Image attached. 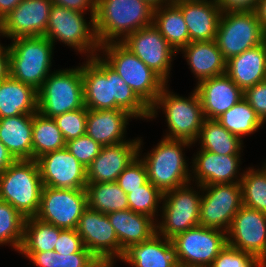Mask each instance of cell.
<instances>
[{
  "instance_id": "6da1fadb",
  "label": "cell",
  "mask_w": 266,
  "mask_h": 267,
  "mask_svg": "<svg viewBox=\"0 0 266 267\" xmlns=\"http://www.w3.org/2000/svg\"><path fill=\"white\" fill-rule=\"evenodd\" d=\"M84 106L91 110L121 109L149 121L150 108L99 55L82 62Z\"/></svg>"
},
{
  "instance_id": "7a4b0ae2",
  "label": "cell",
  "mask_w": 266,
  "mask_h": 267,
  "mask_svg": "<svg viewBox=\"0 0 266 267\" xmlns=\"http://www.w3.org/2000/svg\"><path fill=\"white\" fill-rule=\"evenodd\" d=\"M154 8L144 0H97L95 32L99 45L122 42L153 24Z\"/></svg>"
},
{
  "instance_id": "3957f363",
  "label": "cell",
  "mask_w": 266,
  "mask_h": 267,
  "mask_svg": "<svg viewBox=\"0 0 266 267\" xmlns=\"http://www.w3.org/2000/svg\"><path fill=\"white\" fill-rule=\"evenodd\" d=\"M143 145V139L139 137L138 156L145 164L148 181L162 193L191 183V162L189 158L186 160L184 151L194 144L162 137L153 150L142 155Z\"/></svg>"
},
{
  "instance_id": "277c9868",
  "label": "cell",
  "mask_w": 266,
  "mask_h": 267,
  "mask_svg": "<svg viewBox=\"0 0 266 267\" xmlns=\"http://www.w3.org/2000/svg\"><path fill=\"white\" fill-rule=\"evenodd\" d=\"M192 90L187 98L175 94L167 84L150 107L151 121L157 118L158 112L165 114L168 130L166 129L164 138L186 140L192 144L196 142L205 118L200 97L195 89Z\"/></svg>"
},
{
  "instance_id": "5b68a950",
  "label": "cell",
  "mask_w": 266,
  "mask_h": 267,
  "mask_svg": "<svg viewBox=\"0 0 266 267\" xmlns=\"http://www.w3.org/2000/svg\"><path fill=\"white\" fill-rule=\"evenodd\" d=\"M98 55L124 79L149 108L167 85L157 73L121 42L100 45Z\"/></svg>"
},
{
  "instance_id": "8992f818",
  "label": "cell",
  "mask_w": 266,
  "mask_h": 267,
  "mask_svg": "<svg viewBox=\"0 0 266 267\" xmlns=\"http://www.w3.org/2000/svg\"><path fill=\"white\" fill-rule=\"evenodd\" d=\"M55 46L46 36L18 37L11 40L10 76L39 90L53 72Z\"/></svg>"
},
{
  "instance_id": "52a82bcc",
  "label": "cell",
  "mask_w": 266,
  "mask_h": 267,
  "mask_svg": "<svg viewBox=\"0 0 266 267\" xmlns=\"http://www.w3.org/2000/svg\"><path fill=\"white\" fill-rule=\"evenodd\" d=\"M44 185L36 160H15L0 174V200L25 218L35 217Z\"/></svg>"
},
{
  "instance_id": "ba28073f",
  "label": "cell",
  "mask_w": 266,
  "mask_h": 267,
  "mask_svg": "<svg viewBox=\"0 0 266 267\" xmlns=\"http://www.w3.org/2000/svg\"><path fill=\"white\" fill-rule=\"evenodd\" d=\"M53 4L45 36L56 45L57 41L74 49L83 59L98 55L100 45L95 32L94 17Z\"/></svg>"
},
{
  "instance_id": "9c48e42d",
  "label": "cell",
  "mask_w": 266,
  "mask_h": 267,
  "mask_svg": "<svg viewBox=\"0 0 266 267\" xmlns=\"http://www.w3.org/2000/svg\"><path fill=\"white\" fill-rule=\"evenodd\" d=\"M80 65V66H79ZM53 72L37 91V111L43 116L57 115L84 107L82 64Z\"/></svg>"
},
{
  "instance_id": "30bf717a",
  "label": "cell",
  "mask_w": 266,
  "mask_h": 267,
  "mask_svg": "<svg viewBox=\"0 0 266 267\" xmlns=\"http://www.w3.org/2000/svg\"><path fill=\"white\" fill-rule=\"evenodd\" d=\"M194 187H193V186ZM200 185L188 183L163 193L156 233L167 239L199 225Z\"/></svg>"
},
{
  "instance_id": "8fae6325",
  "label": "cell",
  "mask_w": 266,
  "mask_h": 267,
  "mask_svg": "<svg viewBox=\"0 0 266 267\" xmlns=\"http://www.w3.org/2000/svg\"><path fill=\"white\" fill-rule=\"evenodd\" d=\"M264 38L265 30L254 10L221 13L215 41L226 61L262 44Z\"/></svg>"
},
{
  "instance_id": "7c38bea8",
  "label": "cell",
  "mask_w": 266,
  "mask_h": 267,
  "mask_svg": "<svg viewBox=\"0 0 266 267\" xmlns=\"http://www.w3.org/2000/svg\"><path fill=\"white\" fill-rule=\"evenodd\" d=\"M178 266L210 267L227 245V233L205 226H196L171 239Z\"/></svg>"
},
{
  "instance_id": "4fadbf2b",
  "label": "cell",
  "mask_w": 266,
  "mask_h": 267,
  "mask_svg": "<svg viewBox=\"0 0 266 267\" xmlns=\"http://www.w3.org/2000/svg\"><path fill=\"white\" fill-rule=\"evenodd\" d=\"M199 225L228 232L242 207L240 183L201 186Z\"/></svg>"
},
{
  "instance_id": "5bb4252c",
  "label": "cell",
  "mask_w": 266,
  "mask_h": 267,
  "mask_svg": "<svg viewBox=\"0 0 266 267\" xmlns=\"http://www.w3.org/2000/svg\"><path fill=\"white\" fill-rule=\"evenodd\" d=\"M88 207L85 189H59L44 186L35 217L60 229H76Z\"/></svg>"
},
{
  "instance_id": "9a60e30c",
  "label": "cell",
  "mask_w": 266,
  "mask_h": 267,
  "mask_svg": "<svg viewBox=\"0 0 266 267\" xmlns=\"http://www.w3.org/2000/svg\"><path fill=\"white\" fill-rule=\"evenodd\" d=\"M121 43L167 84L169 83L172 62L177 56V52L154 24L129 34Z\"/></svg>"
},
{
  "instance_id": "2e32d148",
  "label": "cell",
  "mask_w": 266,
  "mask_h": 267,
  "mask_svg": "<svg viewBox=\"0 0 266 267\" xmlns=\"http://www.w3.org/2000/svg\"><path fill=\"white\" fill-rule=\"evenodd\" d=\"M76 231L84 247L99 261L116 265L121 258V246L106 214L87 207L79 218Z\"/></svg>"
},
{
  "instance_id": "e0dca14e",
  "label": "cell",
  "mask_w": 266,
  "mask_h": 267,
  "mask_svg": "<svg viewBox=\"0 0 266 267\" xmlns=\"http://www.w3.org/2000/svg\"><path fill=\"white\" fill-rule=\"evenodd\" d=\"M227 245L256 256L266 265V213L242 205L227 232Z\"/></svg>"
},
{
  "instance_id": "ac0fdd59",
  "label": "cell",
  "mask_w": 266,
  "mask_h": 267,
  "mask_svg": "<svg viewBox=\"0 0 266 267\" xmlns=\"http://www.w3.org/2000/svg\"><path fill=\"white\" fill-rule=\"evenodd\" d=\"M36 161L44 186L85 189L87 169L66 148L49 152Z\"/></svg>"
},
{
  "instance_id": "d6986e66",
  "label": "cell",
  "mask_w": 266,
  "mask_h": 267,
  "mask_svg": "<svg viewBox=\"0 0 266 267\" xmlns=\"http://www.w3.org/2000/svg\"><path fill=\"white\" fill-rule=\"evenodd\" d=\"M196 151L190 159L192 183L200 186L240 183L243 155H218L198 148Z\"/></svg>"
},
{
  "instance_id": "ffe728a7",
  "label": "cell",
  "mask_w": 266,
  "mask_h": 267,
  "mask_svg": "<svg viewBox=\"0 0 266 267\" xmlns=\"http://www.w3.org/2000/svg\"><path fill=\"white\" fill-rule=\"evenodd\" d=\"M52 5L51 0H22L2 20L4 38L45 36Z\"/></svg>"
},
{
  "instance_id": "44dd1931",
  "label": "cell",
  "mask_w": 266,
  "mask_h": 267,
  "mask_svg": "<svg viewBox=\"0 0 266 267\" xmlns=\"http://www.w3.org/2000/svg\"><path fill=\"white\" fill-rule=\"evenodd\" d=\"M138 153L139 141L102 146L98 156L87 167V183L116 182Z\"/></svg>"
},
{
  "instance_id": "7402d4cb",
  "label": "cell",
  "mask_w": 266,
  "mask_h": 267,
  "mask_svg": "<svg viewBox=\"0 0 266 267\" xmlns=\"http://www.w3.org/2000/svg\"><path fill=\"white\" fill-rule=\"evenodd\" d=\"M194 89L200 97L206 119H217L244 98V92L226 73L205 79L196 84Z\"/></svg>"
},
{
  "instance_id": "603a6c76",
  "label": "cell",
  "mask_w": 266,
  "mask_h": 267,
  "mask_svg": "<svg viewBox=\"0 0 266 267\" xmlns=\"http://www.w3.org/2000/svg\"><path fill=\"white\" fill-rule=\"evenodd\" d=\"M181 9L190 42L215 40L221 8L216 0H175Z\"/></svg>"
},
{
  "instance_id": "cb8c5ba5",
  "label": "cell",
  "mask_w": 266,
  "mask_h": 267,
  "mask_svg": "<svg viewBox=\"0 0 266 267\" xmlns=\"http://www.w3.org/2000/svg\"><path fill=\"white\" fill-rule=\"evenodd\" d=\"M132 115L121 109H87L86 135L101 146L114 145L125 141H139V137L126 138ZM127 139V140H126Z\"/></svg>"
},
{
  "instance_id": "d4e9b609",
  "label": "cell",
  "mask_w": 266,
  "mask_h": 267,
  "mask_svg": "<svg viewBox=\"0 0 266 267\" xmlns=\"http://www.w3.org/2000/svg\"><path fill=\"white\" fill-rule=\"evenodd\" d=\"M119 260L131 267H178L172 240L158 233L149 240L129 246Z\"/></svg>"
},
{
  "instance_id": "484cf974",
  "label": "cell",
  "mask_w": 266,
  "mask_h": 267,
  "mask_svg": "<svg viewBox=\"0 0 266 267\" xmlns=\"http://www.w3.org/2000/svg\"><path fill=\"white\" fill-rule=\"evenodd\" d=\"M231 80L244 92L266 80L265 41L226 61V72Z\"/></svg>"
},
{
  "instance_id": "4316f807",
  "label": "cell",
  "mask_w": 266,
  "mask_h": 267,
  "mask_svg": "<svg viewBox=\"0 0 266 267\" xmlns=\"http://www.w3.org/2000/svg\"><path fill=\"white\" fill-rule=\"evenodd\" d=\"M179 52L186 59L188 68L199 82L225 74L226 60L215 40L190 42Z\"/></svg>"
},
{
  "instance_id": "83f0119b",
  "label": "cell",
  "mask_w": 266,
  "mask_h": 267,
  "mask_svg": "<svg viewBox=\"0 0 266 267\" xmlns=\"http://www.w3.org/2000/svg\"><path fill=\"white\" fill-rule=\"evenodd\" d=\"M106 215L121 246V257L129 246L149 240L156 234V221L145 214L127 209Z\"/></svg>"
},
{
  "instance_id": "f1b7e54d",
  "label": "cell",
  "mask_w": 266,
  "mask_h": 267,
  "mask_svg": "<svg viewBox=\"0 0 266 267\" xmlns=\"http://www.w3.org/2000/svg\"><path fill=\"white\" fill-rule=\"evenodd\" d=\"M33 114L0 118V142L15 160H32Z\"/></svg>"
},
{
  "instance_id": "f546056e",
  "label": "cell",
  "mask_w": 266,
  "mask_h": 267,
  "mask_svg": "<svg viewBox=\"0 0 266 267\" xmlns=\"http://www.w3.org/2000/svg\"><path fill=\"white\" fill-rule=\"evenodd\" d=\"M37 112V90L9 76L0 82V118Z\"/></svg>"
},
{
  "instance_id": "4dcf8cb0",
  "label": "cell",
  "mask_w": 266,
  "mask_h": 267,
  "mask_svg": "<svg viewBox=\"0 0 266 267\" xmlns=\"http://www.w3.org/2000/svg\"><path fill=\"white\" fill-rule=\"evenodd\" d=\"M199 141V142H198ZM244 140L230 133L217 119H204L198 138V149L218 155H242Z\"/></svg>"
},
{
  "instance_id": "1f68e13d",
  "label": "cell",
  "mask_w": 266,
  "mask_h": 267,
  "mask_svg": "<svg viewBox=\"0 0 266 267\" xmlns=\"http://www.w3.org/2000/svg\"><path fill=\"white\" fill-rule=\"evenodd\" d=\"M153 24L178 54L190 43L181 9L174 2L154 9Z\"/></svg>"
},
{
  "instance_id": "d6a6232c",
  "label": "cell",
  "mask_w": 266,
  "mask_h": 267,
  "mask_svg": "<svg viewBox=\"0 0 266 267\" xmlns=\"http://www.w3.org/2000/svg\"><path fill=\"white\" fill-rule=\"evenodd\" d=\"M85 190L90 209L104 214L129 209L127 194L116 182L87 183Z\"/></svg>"
},
{
  "instance_id": "836d02e7",
  "label": "cell",
  "mask_w": 266,
  "mask_h": 267,
  "mask_svg": "<svg viewBox=\"0 0 266 267\" xmlns=\"http://www.w3.org/2000/svg\"><path fill=\"white\" fill-rule=\"evenodd\" d=\"M217 121L230 133L240 137L242 140L246 136L258 132L261 127H264L263 121L245 98H242L238 103L221 114Z\"/></svg>"
},
{
  "instance_id": "e575fe53",
  "label": "cell",
  "mask_w": 266,
  "mask_h": 267,
  "mask_svg": "<svg viewBox=\"0 0 266 267\" xmlns=\"http://www.w3.org/2000/svg\"><path fill=\"white\" fill-rule=\"evenodd\" d=\"M66 141L53 118L38 111L33 114L32 147L33 160L56 150L65 148Z\"/></svg>"
},
{
  "instance_id": "d590c367",
  "label": "cell",
  "mask_w": 266,
  "mask_h": 267,
  "mask_svg": "<svg viewBox=\"0 0 266 267\" xmlns=\"http://www.w3.org/2000/svg\"><path fill=\"white\" fill-rule=\"evenodd\" d=\"M62 230L36 217L26 218L23 242L19 252L54 251L55 243Z\"/></svg>"
},
{
  "instance_id": "8d00e7d4",
  "label": "cell",
  "mask_w": 266,
  "mask_h": 267,
  "mask_svg": "<svg viewBox=\"0 0 266 267\" xmlns=\"http://www.w3.org/2000/svg\"><path fill=\"white\" fill-rule=\"evenodd\" d=\"M36 267H95L100 261L85 247L73 254L55 251L18 252Z\"/></svg>"
},
{
  "instance_id": "74e56055",
  "label": "cell",
  "mask_w": 266,
  "mask_h": 267,
  "mask_svg": "<svg viewBox=\"0 0 266 267\" xmlns=\"http://www.w3.org/2000/svg\"><path fill=\"white\" fill-rule=\"evenodd\" d=\"M242 204L266 213V167H246L240 181Z\"/></svg>"
},
{
  "instance_id": "f35d334b",
  "label": "cell",
  "mask_w": 266,
  "mask_h": 267,
  "mask_svg": "<svg viewBox=\"0 0 266 267\" xmlns=\"http://www.w3.org/2000/svg\"><path fill=\"white\" fill-rule=\"evenodd\" d=\"M26 218L8 202L0 200V246L18 251L24 237Z\"/></svg>"
},
{
  "instance_id": "ab89813d",
  "label": "cell",
  "mask_w": 266,
  "mask_h": 267,
  "mask_svg": "<svg viewBox=\"0 0 266 267\" xmlns=\"http://www.w3.org/2000/svg\"><path fill=\"white\" fill-rule=\"evenodd\" d=\"M162 198L163 193L150 181L127 194L130 210L136 213L145 214L153 218L155 221H157L159 216L158 213L161 210Z\"/></svg>"
},
{
  "instance_id": "60d3db41",
  "label": "cell",
  "mask_w": 266,
  "mask_h": 267,
  "mask_svg": "<svg viewBox=\"0 0 266 267\" xmlns=\"http://www.w3.org/2000/svg\"><path fill=\"white\" fill-rule=\"evenodd\" d=\"M66 142L86 134L87 108L76 109L53 118Z\"/></svg>"
},
{
  "instance_id": "b9f144b4",
  "label": "cell",
  "mask_w": 266,
  "mask_h": 267,
  "mask_svg": "<svg viewBox=\"0 0 266 267\" xmlns=\"http://www.w3.org/2000/svg\"><path fill=\"white\" fill-rule=\"evenodd\" d=\"M210 267H266L256 256L226 245Z\"/></svg>"
},
{
  "instance_id": "7bdbcfd3",
  "label": "cell",
  "mask_w": 266,
  "mask_h": 267,
  "mask_svg": "<svg viewBox=\"0 0 266 267\" xmlns=\"http://www.w3.org/2000/svg\"><path fill=\"white\" fill-rule=\"evenodd\" d=\"M148 182L147 170L142 159L137 156L118 176L116 183L126 193H131Z\"/></svg>"
},
{
  "instance_id": "ee69618b",
  "label": "cell",
  "mask_w": 266,
  "mask_h": 267,
  "mask_svg": "<svg viewBox=\"0 0 266 267\" xmlns=\"http://www.w3.org/2000/svg\"><path fill=\"white\" fill-rule=\"evenodd\" d=\"M65 148L87 169L102 146L86 134L66 142Z\"/></svg>"
},
{
  "instance_id": "f6af8a7d",
  "label": "cell",
  "mask_w": 266,
  "mask_h": 267,
  "mask_svg": "<svg viewBox=\"0 0 266 267\" xmlns=\"http://www.w3.org/2000/svg\"><path fill=\"white\" fill-rule=\"evenodd\" d=\"M245 100L255 110L259 118L266 123V80L244 91Z\"/></svg>"
},
{
  "instance_id": "bcb514c9",
  "label": "cell",
  "mask_w": 266,
  "mask_h": 267,
  "mask_svg": "<svg viewBox=\"0 0 266 267\" xmlns=\"http://www.w3.org/2000/svg\"><path fill=\"white\" fill-rule=\"evenodd\" d=\"M84 248L82 238L76 229L62 230L55 243L54 251L60 254H73Z\"/></svg>"
},
{
  "instance_id": "7dc6e473",
  "label": "cell",
  "mask_w": 266,
  "mask_h": 267,
  "mask_svg": "<svg viewBox=\"0 0 266 267\" xmlns=\"http://www.w3.org/2000/svg\"><path fill=\"white\" fill-rule=\"evenodd\" d=\"M55 5L65 7L67 9L76 10L82 13H90L89 16L95 18L97 0H51Z\"/></svg>"
},
{
  "instance_id": "c3c4849f",
  "label": "cell",
  "mask_w": 266,
  "mask_h": 267,
  "mask_svg": "<svg viewBox=\"0 0 266 267\" xmlns=\"http://www.w3.org/2000/svg\"><path fill=\"white\" fill-rule=\"evenodd\" d=\"M222 12L255 10L258 0H216Z\"/></svg>"
},
{
  "instance_id": "681fc988",
  "label": "cell",
  "mask_w": 266,
  "mask_h": 267,
  "mask_svg": "<svg viewBox=\"0 0 266 267\" xmlns=\"http://www.w3.org/2000/svg\"><path fill=\"white\" fill-rule=\"evenodd\" d=\"M0 45V82L10 76L9 45Z\"/></svg>"
},
{
  "instance_id": "f907efd6",
  "label": "cell",
  "mask_w": 266,
  "mask_h": 267,
  "mask_svg": "<svg viewBox=\"0 0 266 267\" xmlns=\"http://www.w3.org/2000/svg\"><path fill=\"white\" fill-rule=\"evenodd\" d=\"M15 159L9 153L7 148L0 142V174L10 166Z\"/></svg>"
},
{
  "instance_id": "816d5d0a",
  "label": "cell",
  "mask_w": 266,
  "mask_h": 267,
  "mask_svg": "<svg viewBox=\"0 0 266 267\" xmlns=\"http://www.w3.org/2000/svg\"><path fill=\"white\" fill-rule=\"evenodd\" d=\"M22 0H0V19H4Z\"/></svg>"
},
{
  "instance_id": "f5cc1de1",
  "label": "cell",
  "mask_w": 266,
  "mask_h": 267,
  "mask_svg": "<svg viewBox=\"0 0 266 267\" xmlns=\"http://www.w3.org/2000/svg\"><path fill=\"white\" fill-rule=\"evenodd\" d=\"M255 13L264 30H266V0H258Z\"/></svg>"
},
{
  "instance_id": "db71d44e",
  "label": "cell",
  "mask_w": 266,
  "mask_h": 267,
  "mask_svg": "<svg viewBox=\"0 0 266 267\" xmlns=\"http://www.w3.org/2000/svg\"><path fill=\"white\" fill-rule=\"evenodd\" d=\"M144 1H146L154 9L174 2V0H144Z\"/></svg>"
},
{
  "instance_id": "11a10c76",
  "label": "cell",
  "mask_w": 266,
  "mask_h": 267,
  "mask_svg": "<svg viewBox=\"0 0 266 267\" xmlns=\"http://www.w3.org/2000/svg\"><path fill=\"white\" fill-rule=\"evenodd\" d=\"M113 263L100 261L95 267H111Z\"/></svg>"
},
{
  "instance_id": "9f6ffc18",
  "label": "cell",
  "mask_w": 266,
  "mask_h": 267,
  "mask_svg": "<svg viewBox=\"0 0 266 267\" xmlns=\"http://www.w3.org/2000/svg\"><path fill=\"white\" fill-rule=\"evenodd\" d=\"M0 37H4L3 36V26H2V19H0ZM2 43L0 42V45H1Z\"/></svg>"
},
{
  "instance_id": "6f0895ef",
  "label": "cell",
  "mask_w": 266,
  "mask_h": 267,
  "mask_svg": "<svg viewBox=\"0 0 266 267\" xmlns=\"http://www.w3.org/2000/svg\"><path fill=\"white\" fill-rule=\"evenodd\" d=\"M264 41H265V43H266V30H265V38H264Z\"/></svg>"
},
{
  "instance_id": "680465c9",
  "label": "cell",
  "mask_w": 266,
  "mask_h": 267,
  "mask_svg": "<svg viewBox=\"0 0 266 267\" xmlns=\"http://www.w3.org/2000/svg\"><path fill=\"white\" fill-rule=\"evenodd\" d=\"M265 161V162H264ZM263 161V165L266 167V160Z\"/></svg>"
}]
</instances>
